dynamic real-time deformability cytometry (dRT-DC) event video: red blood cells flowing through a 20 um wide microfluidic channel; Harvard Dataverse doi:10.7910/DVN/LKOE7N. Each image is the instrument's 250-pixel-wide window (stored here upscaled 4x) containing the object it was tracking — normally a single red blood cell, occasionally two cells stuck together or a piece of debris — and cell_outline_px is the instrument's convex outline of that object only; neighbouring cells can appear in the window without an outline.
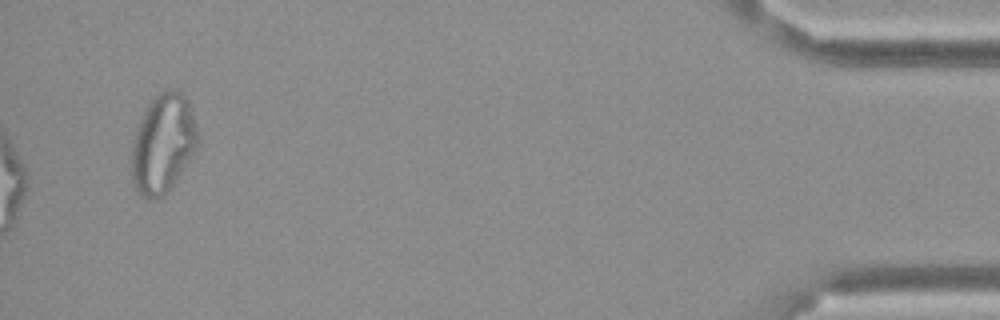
{"species": "Egyptian fruit bat (a non-hibernating species)", "species_latin": "Rousettus aegyptiacus", "temperature_condition": "cold", "stored_images_in_passage": 12, "camera_frame_rate_fps": 3000, "um_per_image_px": 0.085, "frame": {"image": 1, "passage_image": 12, "time_ms": 3.667, "image_size_px": [1000, 320], "cell_outline_px": [[200, 140], [196, 152], [176, 180], [160, 196], [140, 196], [132, 180], [132, 144], [140, 120], [148, 104], [160, 92], [168, 88], [176, 88], [188, 100]], "centroid_in_image_um": [13.88, 12.16], "position_along_channel_um": 421.3, "area_um2": 37.69}}